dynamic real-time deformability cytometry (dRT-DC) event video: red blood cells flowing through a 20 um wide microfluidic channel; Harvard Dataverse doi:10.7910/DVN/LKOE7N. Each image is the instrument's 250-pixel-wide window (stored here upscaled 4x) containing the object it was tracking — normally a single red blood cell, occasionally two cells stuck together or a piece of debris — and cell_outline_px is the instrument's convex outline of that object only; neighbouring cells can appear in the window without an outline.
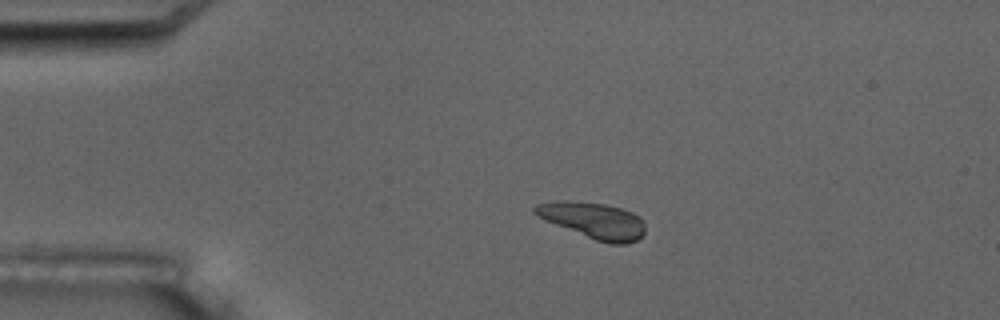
{"species": "common noctule bat (a hibernating species)", "species_latin": "Nyctalus noctula", "temperature_condition": "room temperature", "stored_images_in_passage": 7, "camera_frame_rate_fps": 3000, "um_per_image_px": 0.085, "animal": {"sex": "male", "body_mass_g": 17.5, "forearm_length_mm": 52.3}, "frame": {"image": 1, "passage_image": 5, "time_ms": 4.333, "image_size_px": [1000, 320], "cell_outline_px": [[644, 232], [636, 240], [628, 244], [608, 244], [596, 240], [544, 220], [536, 216], [532, 212], [532, 208], [536, 204], [556, 200], [568, 200], [604, 204], [620, 208], [632, 212], [640, 216], [644, 220]], "centroid_in_image_um": [50.41, 18.73], "position_along_channel_um": 34.6, "area_um2": 23.35}}
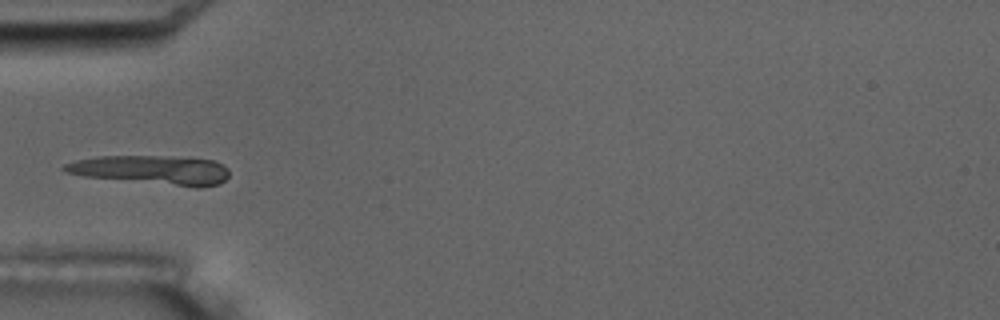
{"frame": {"image": 2, "passage_image": 7, "time_ms": 6.667, "image_size_px": [1000, 320], "cell_outline_px": [[228, 176], [220, 184], [200, 188], [196, 188], [84, 176], [64, 172], [60, 168], [64, 164], [76, 160], [96, 156], [160, 156], [216, 160], [224, 164], [228, 168]], "centroid_in_image_um": [12.92, 14.45], "position_along_channel_um": 72.1, "area_um2": 28.15}}